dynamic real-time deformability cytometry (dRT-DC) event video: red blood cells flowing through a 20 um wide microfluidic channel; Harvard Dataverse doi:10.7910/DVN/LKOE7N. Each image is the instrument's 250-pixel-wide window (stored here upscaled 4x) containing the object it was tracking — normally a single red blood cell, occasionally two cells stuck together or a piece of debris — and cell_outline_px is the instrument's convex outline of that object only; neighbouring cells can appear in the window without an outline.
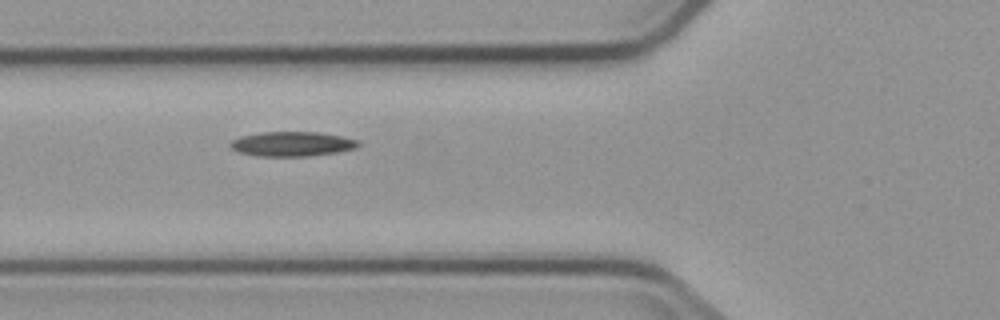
{"species": "common noctule bat (a hibernating species)", "species_latin": "Nyctalus noctula", "temperature_condition": "cold", "stored_images_in_passage": 4, "camera_frame_rate_fps": 3000, "um_per_image_px": 0.085, "animal": {"sex": "male", "body_mass_g": 23.1, "forearm_length_mm": 52.7}, "frame": {"image": 1, "passage_image": 3, "time_ms": 4.0, "image_size_px": [1000, 320], "cell_outline_px": [[360, 144], [356, 148], [336, 152], [308, 156], [256, 156], [240, 152], [232, 148], [228, 144], [232, 140], [240, 136], [260, 132], [320, 132], [360, 140]], "centroid_in_image_um": [24.82, 12.23], "position_along_channel_um": 101.0, "area_um2": 18.38}}
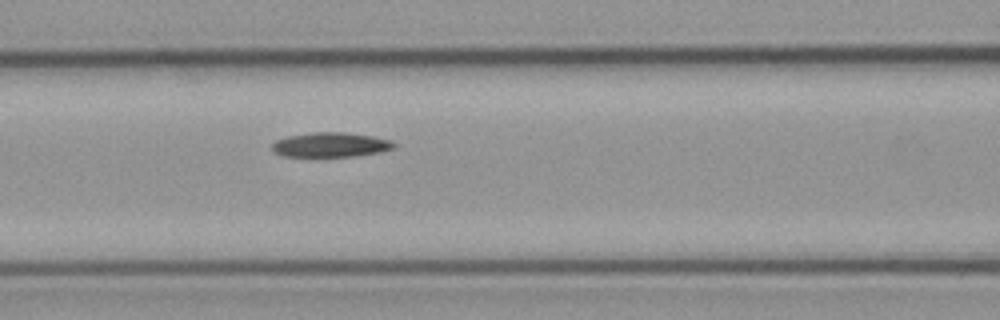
{"frame": {"image": 2, "passage_image": 4, "time_ms": 5.0, "image_size_px": [1000, 320], "cell_outline_px": [[396, 148], [380, 152], [356, 156], [316, 160], [280, 156], [272, 148], [272, 144], [276, 140], [288, 136], [312, 132], [344, 132], [372, 136], [392, 140], [396, 144]], "centroid_in_image_um": [28.07, 12.36], "position_along_channel_um": 138.5, "area_um2": 18.61}}